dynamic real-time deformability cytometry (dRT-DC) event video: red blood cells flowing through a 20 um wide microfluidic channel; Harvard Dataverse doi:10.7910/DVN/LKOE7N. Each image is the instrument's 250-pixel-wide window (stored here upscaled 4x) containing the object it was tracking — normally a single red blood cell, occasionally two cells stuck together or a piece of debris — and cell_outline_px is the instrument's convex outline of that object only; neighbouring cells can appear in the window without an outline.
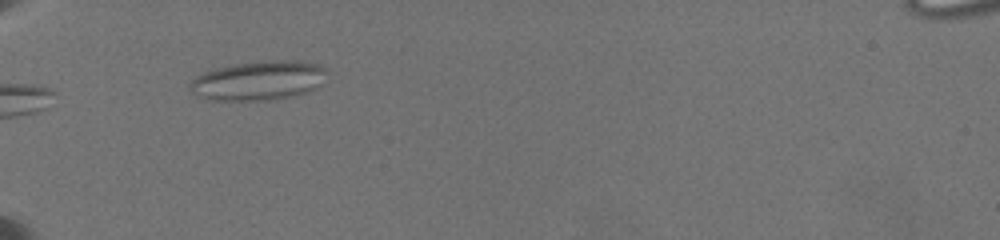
{"species": "common noctule bat (a hibernating species)", "species_latin": "Nyctalus noctula", "temperature_condition": "warm", "stored_images_in_passage": 35, "camera_frame_rate_fps": 3000, "um_per_image_px": 0.085, "animal": {"sex": "female", "body_mass_g": 19.5, "forearm_length_mm": 54.1}, "frame": {"image": 1, "passage_image": 1, "time_ms": 0.0, "image_size_px": [1000, 240], "cell_outline_px": [[328, 72], [324, 84], [316, 88], [292, 96], [272, 100], [212, 100], [200, 96], [192, 92], [188, 88], [188, 84], [196, 76], [204, 72], [216, 68], [236, 64], [268, 60], [300, 60], [320, 64]], "centroid_in_image_um": [22.02, 6.84], "position_along_channel_um": 63.0, "area_um2": 31.62}}